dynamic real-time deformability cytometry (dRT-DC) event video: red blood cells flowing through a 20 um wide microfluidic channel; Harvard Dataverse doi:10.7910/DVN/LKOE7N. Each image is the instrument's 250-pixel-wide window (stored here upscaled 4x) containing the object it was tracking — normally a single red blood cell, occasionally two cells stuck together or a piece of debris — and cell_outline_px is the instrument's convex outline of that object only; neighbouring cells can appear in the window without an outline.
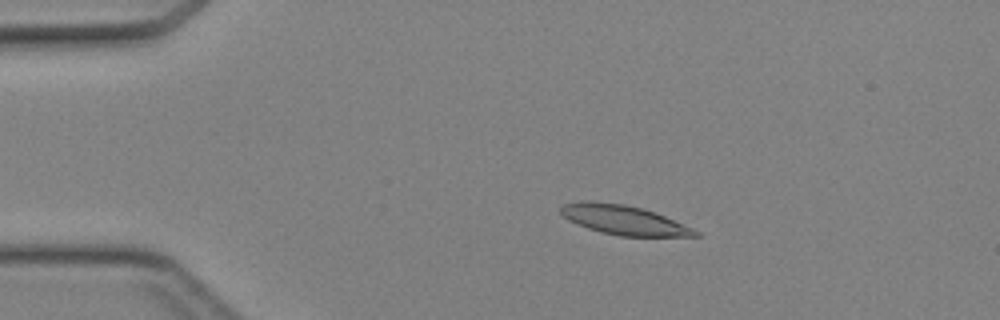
{"species": "Egyptian fruit bat (a non-hibernating species)", "species_latin": "Rousettus aegyptiacus", "temperature_condition": "cold", "stored_images_in_passage": 45, "camera_frame_rate_fps": 3000, "um_per_image_px": 0.085, "animal": {"sex": "female"}, "frame": {"image": 1, "passage_image": 8, "time_ms": 2.333, "image_size_px": [1000, 320], "cell_outline_px": [[700, 236], [620, 236], [600, 232], [588, 228], [568, 220], [560, 212], [560, 208], [564, 204], [584, 200], [588, 200], [624, 204], [644, 208], [664, 216], [692, 228], [700, 232]], "centroid_in_image_um": [53.0, 18.69], "position_along_channel_um": 32.0, "area_um2": 22.95}}
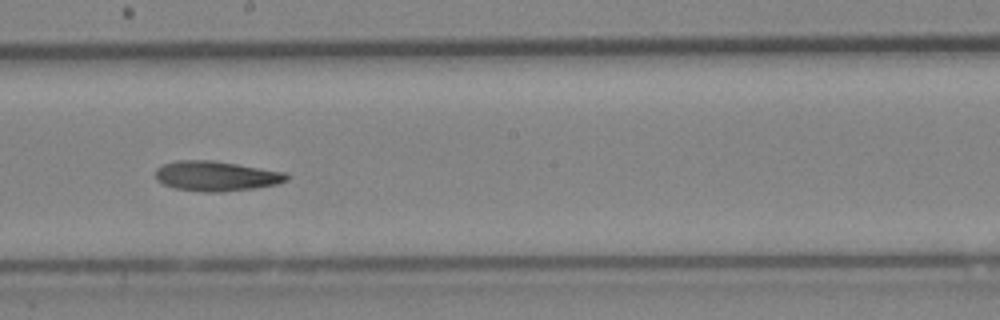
{"frame": {"image": 2, "passage_image": 25, "time_ms": 8.0, "image_size_px": [1000, 320], "cell_outline_px": [[288, 180], [276, 184], [252, 188], [220, 192], [204, 192], [176, 188], [164, 184], [156, 180], [156, 168], [164, 164], [176, 160], [212, 160], [284, 172], [288, 176]], "centroid_in_image_um": [18.34, 14.96], "position_along_channel_um": 229.9, "area_um2": 22.6}}
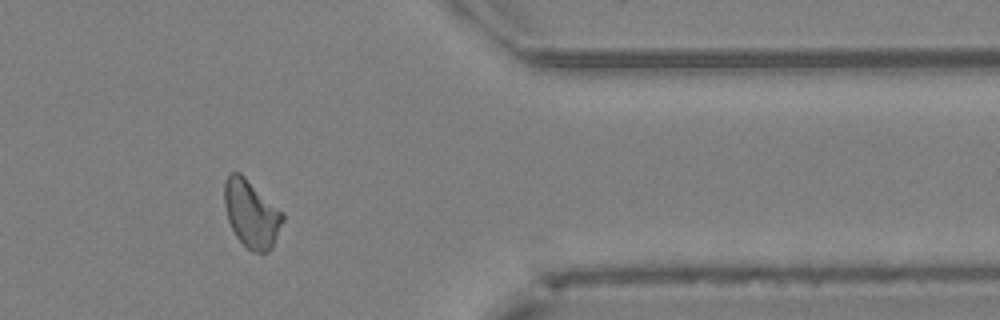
{"frame": {"image": 3, "passage_image": 37, "time_ms": 12.0, "image_size_px": [1000, 320], "cell_outline_px": [[284, 220], [272, 248], [268, 252], [252, 252], [236, 236], [228, 220], [224, 204], [224, 184], [228, 172], [240, 172], [284, 212]], "centroid_in_image_um": [21.38, 18.15], "position_along_channel_um": 390.0, "area_um2": 23.06}}